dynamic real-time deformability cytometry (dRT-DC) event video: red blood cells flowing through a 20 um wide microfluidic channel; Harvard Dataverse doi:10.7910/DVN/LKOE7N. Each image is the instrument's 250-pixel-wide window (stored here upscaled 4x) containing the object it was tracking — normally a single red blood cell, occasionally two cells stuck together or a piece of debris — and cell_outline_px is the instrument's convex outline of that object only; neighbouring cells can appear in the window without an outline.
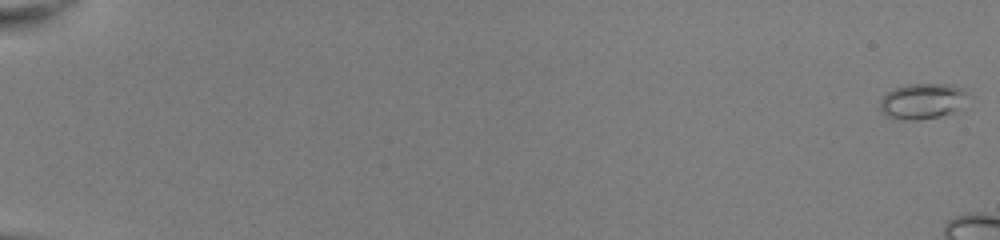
{"species": "common noctule bat (a hibernating species)", "species_latin": "Nyctalus noctula", "temperature_condition": "room temperature", "stored_images_in_passage": 15, "camera_frame_rate_fps": 3000, "um_per_image_px": 0.085, "animal": {"sex": "female", "body_mass_g": 22.0, "forearm_length_mm": 56.7}, "frame": {"image": 1, "passage_image": 1, "time_ms": 0.0, "image_size_px": [1000, 240], "cell_outline_px": [[968, 92], [956, 108], [952, 112], [940, 116], [916, 120], [908, 120], [884, 116], [880, 108], [880, 100], [888, 92], [896, 88], [908, 84], [952, 84]], "centroid_in_image_um": [78.33, 8.59], "position_along_channel_um": 6.7, "area_um2": 17.74}}